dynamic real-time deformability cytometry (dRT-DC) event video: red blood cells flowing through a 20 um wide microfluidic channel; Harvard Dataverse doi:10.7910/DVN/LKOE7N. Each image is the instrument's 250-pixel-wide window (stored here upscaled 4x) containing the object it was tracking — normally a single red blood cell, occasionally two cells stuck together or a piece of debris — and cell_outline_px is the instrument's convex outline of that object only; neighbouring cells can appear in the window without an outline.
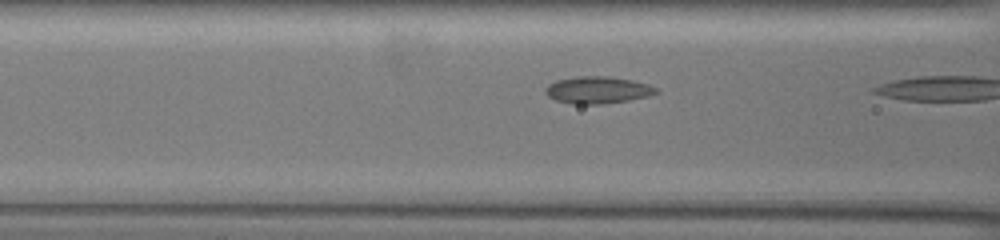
{"species": "common noctule bat (a hibernating species)", "species_latin": "Nyctalus noctula", "temperature_condition": "warm", "stored_images_in_passage": 7, "camera_frame_rate_fps": 3000, "um_per_image_px": 0.085, "animal": {"sex": "female", "body_mass_g": 19.5, "forearm_length_mm": 54.1}, "frame": {"image": 1, "passage_image": 6, "time_ms": 1.667, "image_size_px": [1000, 240], "cell_outline_px": [[660, 92], [648, 96], [628, 100], [600, 104], [572, 104], [556, 100], [548, 96], [548, 84], [556, 80], [576, 76], [608, 76], [632, 80], [648, 84], [656, 88]], "centroid_in_image_um": [50.83, 7.64], "position_along_channel_um": 115.8, "area_um2": 17.28}}